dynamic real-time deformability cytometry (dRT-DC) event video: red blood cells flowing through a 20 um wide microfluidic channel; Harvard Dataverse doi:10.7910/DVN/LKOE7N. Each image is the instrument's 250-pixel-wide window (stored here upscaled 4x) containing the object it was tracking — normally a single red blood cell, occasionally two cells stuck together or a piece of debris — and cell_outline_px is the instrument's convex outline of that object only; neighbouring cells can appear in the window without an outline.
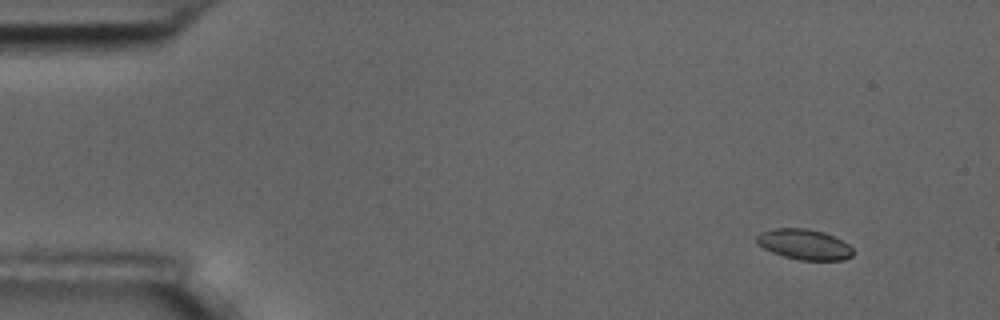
{"species": "common noctule bat (a hibernating species)", "species_latin": "Nyctalus noctula", "temperature_condition": "room temperature", "stored_images_in_passage": 7, "camera_frame_rate_fps": 3000, "um_per_image_px": 0.085, "animal": {"sex": "male", "body_mass_g": 17.5, "forearm_length_mm": 52.3}, "frame": {"image": 1, "passage_image": 2, "time_ms": 1.0, "image_size_px": [1000, 320], "cell_outline_px": [[852, 256], [844, 260], [800, 260], [784, 256], [772, 252], [756, 244], [756, 236], [760, 232], [776, 228], [808, 228], [824, 232], [848, 244], [852, 248]], "centroid_in_image_um": [68.33, 20.77], "position_along_channel_um": 16.7, "area_um2": 17.05}}
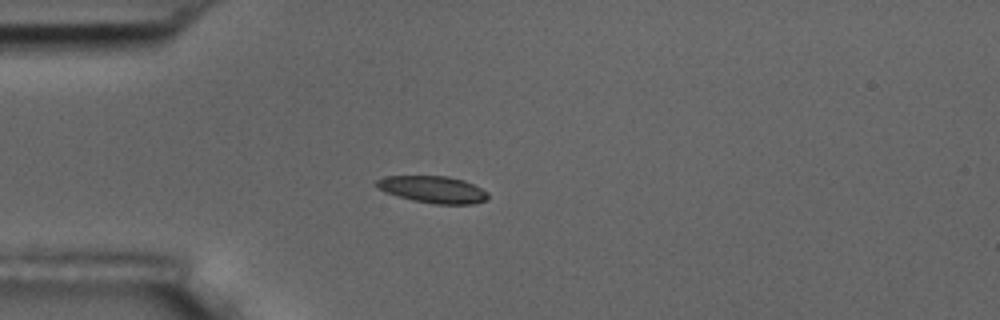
{"frame": {"image": 2, "passage_image": 4, "time_ms": 4.333, "image_size_px": [1000, 320], "cell_outline_px": [[488, 200], [472, 204], [436, 204], [412, 200], [384, 192], [372, 184], [376, 180], [384, 176], [448, 176], [464, 180], [488, 192]], "centroid_in_image_um": [36.77, 16.1], "position_along_channel_um": 48.2, "area_um2": 17.63}}